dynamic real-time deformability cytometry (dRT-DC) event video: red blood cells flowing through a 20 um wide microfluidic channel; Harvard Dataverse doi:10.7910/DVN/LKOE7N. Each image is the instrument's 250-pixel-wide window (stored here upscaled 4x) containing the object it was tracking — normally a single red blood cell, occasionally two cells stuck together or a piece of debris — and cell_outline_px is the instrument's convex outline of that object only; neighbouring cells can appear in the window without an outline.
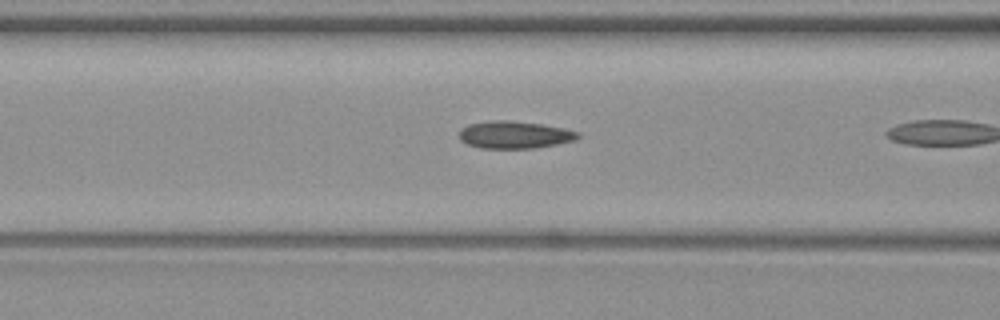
{"species": "common noctule bat (a hibernating species)", "species_latin": "Nyctalus noctula", "temperature_condition": "warm", "stored_images_in_passage": 7, "camera_frame_rate_fps": 3000, "um_per_image_px": 0.085, "animal": {"sex": "female", "body_mass_g": 19.3, "forearm_length_mm": 54.1}, "frame": {"image": 1, "passage_image": 6, "time_ms": 1.667, "image_size_px": [1000, 320], "cell_outline_px": [[580, 136], [576, 140], [536, 148], [480, 148], [468, 144], [460, 140], [460, 128], [468, 124], [492, 120], [508, 120], [540, 124], [564, 128], [580, 132]], "centroid_in_image_um": [43.74, 11.45], "position_along_channel_um": 122.9, "area_um2": 18.96}}